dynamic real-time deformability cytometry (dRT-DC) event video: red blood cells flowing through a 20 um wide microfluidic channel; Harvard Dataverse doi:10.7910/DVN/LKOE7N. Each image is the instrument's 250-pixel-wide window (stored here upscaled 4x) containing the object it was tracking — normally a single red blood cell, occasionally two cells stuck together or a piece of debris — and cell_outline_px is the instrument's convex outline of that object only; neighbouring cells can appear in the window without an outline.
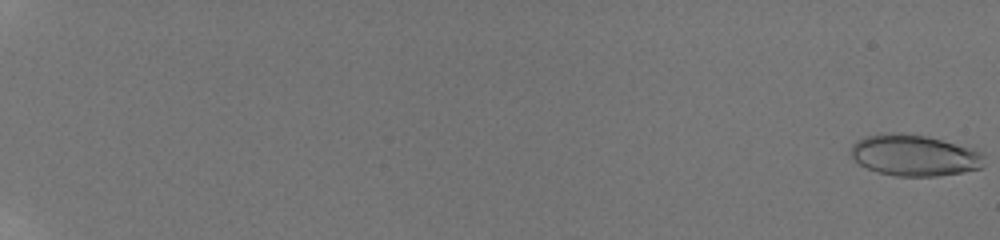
{"species": "human", "species_latin": "Homo sapiens", "temperature_condition": "room temperature", "stored_images_in_passage": 58, "camera_frame_rate_fps": 3000, "um_per_image_px": 0.085, "donor": {"sex": "male"}, "frame": {"image": 1, "passage_image": 1, "time_ms": 0.0, "image_size_px": [1000, 240], "cell_outline_px": [[984, 164], [980, 168], [960, 172], [936, 176], [896, 176], [880, 172], [868, 168], [860, 164], [852, 156], [848, 148], [856, 140], [868, 136], [888, 132], [900, 132], [928, 136], [972, 148], [984, 152]], "centroid_in_image_um": [77.72, 13.18], "position_along_channel_um": 7.3, "area_um2": 32.14}}
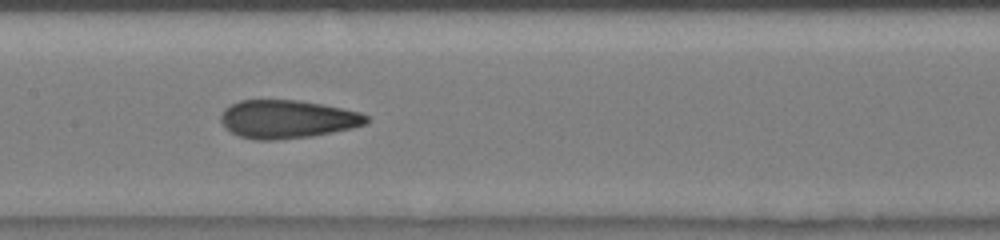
{"frame": {"image": 2, "passage_image": 34, "time_ms": 11.0, "image_size_px": [1000, 240], "cell_outline_px": [[368, 124], [352, 128], [312, 136], [276, 140], [256, 140], [240, 136], [232, 132], [220, 120], [220, 116], [224, 108], [240, 100], [300, 100], [360, 112], [368, 116]], "centroid_in_image_um": [24.43, 10.13], "position_along_channel_um": 183.0, "area_um2": 32.31}}
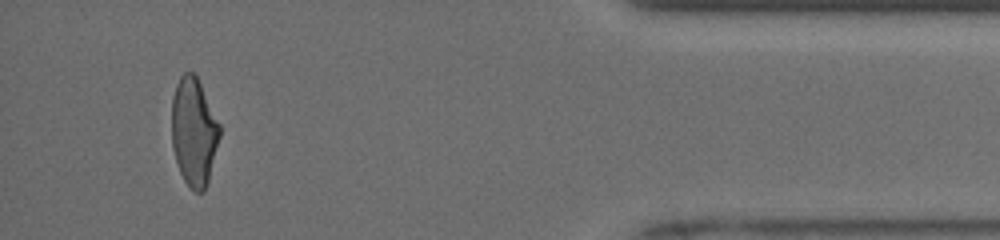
{"frame": {"image": 3, "passage_image": 55, "time_ms": 18.0, "image_size_px": [1000, 240], "cell_outline_px": [[220, 136], [208, 180], [204, 192], [196, 192], [184, 180], [180, 172], [172, 148], [172, 96], [176, 84], [180, 76], [184, 72], [192, 72], [196, 76], [220, 124]], "centroid_in_image_um": [16.47, 11.19], "position_along_channel_um": 418.7, "area_um2": 29.94}, "authors_computed_cell_mechanics": {"area_um2": 31.6744, "velocity_mm_per_s": 3.9705, "shape_relaxation_time_tau1_ms": null, "shape_relaxation_time_tau2_ms": 1.1356, "deformation_change_tau1": null, "deformation_change_tau2": 0.0928}}